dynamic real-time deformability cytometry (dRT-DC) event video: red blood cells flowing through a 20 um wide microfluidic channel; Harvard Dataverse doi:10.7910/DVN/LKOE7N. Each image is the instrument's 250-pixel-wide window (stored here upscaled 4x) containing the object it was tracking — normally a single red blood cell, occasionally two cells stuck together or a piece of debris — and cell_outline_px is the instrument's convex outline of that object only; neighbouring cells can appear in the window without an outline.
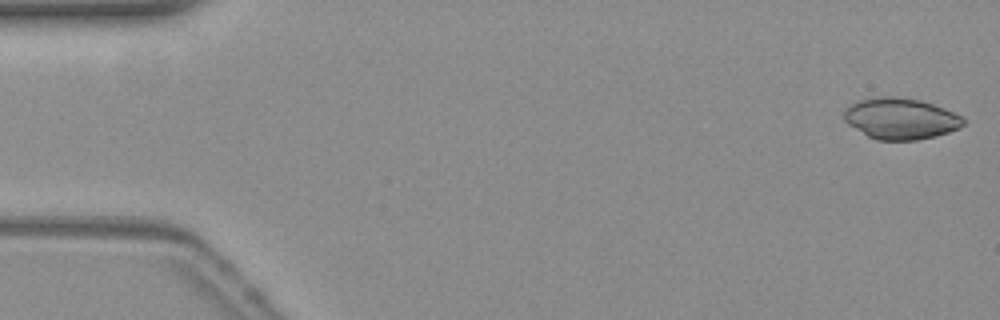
{"species": "common noctule bat (a hibernating species)", "species_latin": "Nyctalus noctula", "temperature_condition": "warm", "stored_images_in_passage": 8, "camera_frame_rate_fps": 3000, "um_per_image_px": 0.085, "animal": {"sex": "female", "body_mass_g": 19.3, "forearm_length_mm": 54.1}, "frame": {"image": 1, "passage_image": 1, "time_ms": 0.0, "image_size_px": [1000, 320], "cell_outline_px": [[964, 124], [948, 132], [916, 140], [876, 140], [868, 136], [848, 124], [844, 120], [844, 108], [856, 100], [880, 96], [896, 96], [920, 100], [944, 108], [960, 116], [964, 120]], "centroid_in_image_um": [76.48, 10.06], "position_along_channel_um": 8.5, "area_um2": 28.5}}